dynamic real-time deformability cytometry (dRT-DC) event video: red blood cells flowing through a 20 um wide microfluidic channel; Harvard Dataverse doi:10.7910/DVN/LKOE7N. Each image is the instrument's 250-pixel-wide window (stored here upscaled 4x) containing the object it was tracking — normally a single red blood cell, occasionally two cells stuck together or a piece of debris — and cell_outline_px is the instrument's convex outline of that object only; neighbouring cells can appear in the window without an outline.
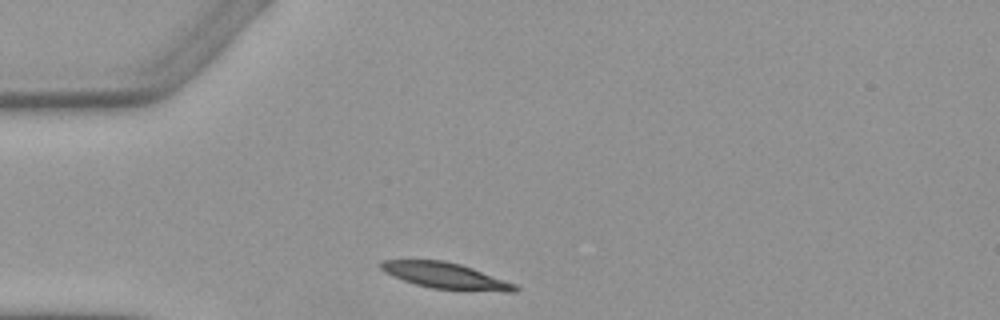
{"species": "Egyptian fruit bat (a non-hibernating species)", "species_latin": "Rousettus aegyptiacus", "temperature_condition": "warm", "stored_images_in_passage": 2, "camera_frame_rate_fps": 3000, "um_per_image_px": 0.085, "animal": {"sex": "female"}, "frame": {"image": 1, "passage_image": 1, "time_ms": 0.0, "image_size_px": [1000, 320], "cell_outline_px": [[520, 288], [516, 292], [504, 292], [432, 288], [416, 284], [392, 276], [384, 272], [376, 264], [380, 260], [444, 260], [460, 264], [472, 268], [516, 284]], "centroid_in_image_um": [37.85, 23.43], "position_along_channel_um": 47.2, "area_um2": 20.35}}